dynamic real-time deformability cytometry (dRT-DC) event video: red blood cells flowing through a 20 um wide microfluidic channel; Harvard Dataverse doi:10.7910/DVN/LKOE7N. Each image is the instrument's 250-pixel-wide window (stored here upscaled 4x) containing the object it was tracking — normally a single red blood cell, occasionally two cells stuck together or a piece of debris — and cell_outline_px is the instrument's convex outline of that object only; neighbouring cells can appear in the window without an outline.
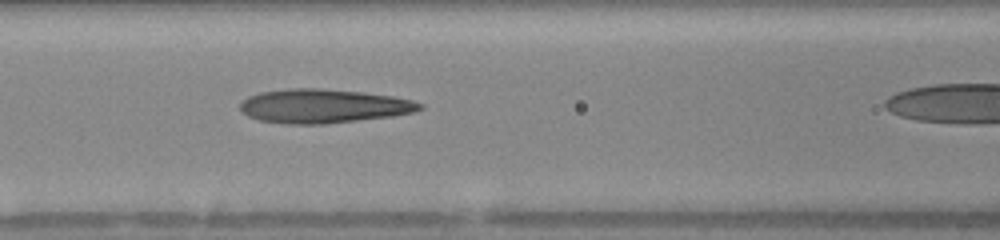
{"species": "human", "species_latin": "Homo sapiens", "temperature_condition": "warm", "stored_images_in_passage": 37, "camera_frame_rate_fps": 3000, "um_per_image_px": 0.085, "donor": {"sex": "female"}, "frame": {"image": 1, "passage_image": 18, "time_ms": 5.667, "image_size_px": [1000, 240], "cell_outline_px": [[424, 108], [412, 112], [392, 116], [324, 124], [288, 124], [260, 120], [248, 116], [240, 108], [240, 104], [248, 96], [260, 92], [284, 88], [320, 88], [364, 92], [392, 96], [412, 100], [424, 104]], "centroid_in_image_um": [27.49, 9.0], "position_along_channel_um": 139.1, "area_um2": 35.55}}
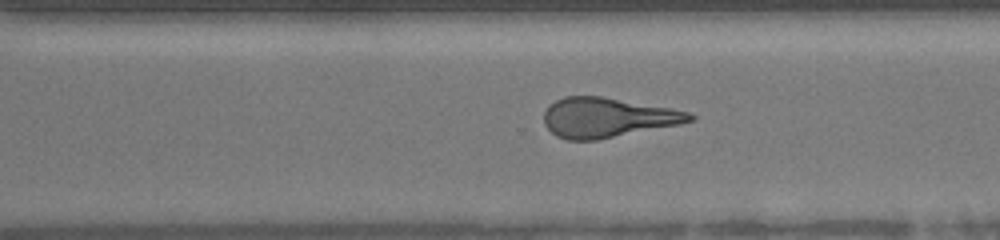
{"frame": {"image": 2, "passage_image": 31, "time_ms": 10.0, "image_size_px": [1000, 240], "cell_outline_px": [[696, 116], [692, 120], [680, 124], [596, 140], [568, 140], [556, 136], [544, 124], [544, 112], [556, 100], [564, 96], [600, 96], [668, 108], [688, 112]], "centroid_in_image_um": [51.59, 10.0], "position_along_channel_um": 319.0, "area_um2": 33.23}}
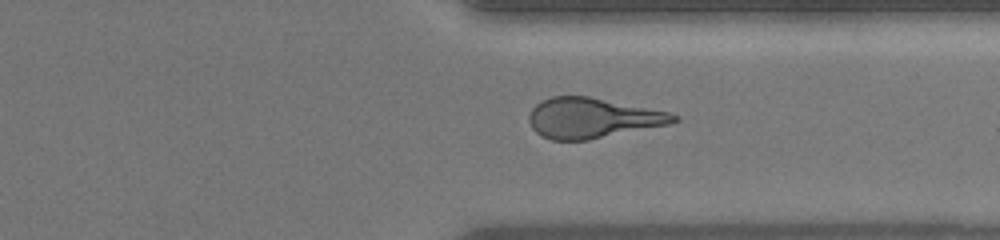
{"frame": {"image": 3, "passage_image": 34, "time_ms": 11.0, "image_size_px": [1000, 240], "cell_outline_px": [[680, 120], [672, 124], [588, 140], [552, 140], [540, 136], [532, 128], [528, 120], [528, 116], [532, 108], [540, 100], [552, 96], [588, 96], [668, 112], [680, 116]], "centroid_in_image_um": [50.34, 10.04], "position_along_channel_um": 361.1, "area_um2": 34.04}}